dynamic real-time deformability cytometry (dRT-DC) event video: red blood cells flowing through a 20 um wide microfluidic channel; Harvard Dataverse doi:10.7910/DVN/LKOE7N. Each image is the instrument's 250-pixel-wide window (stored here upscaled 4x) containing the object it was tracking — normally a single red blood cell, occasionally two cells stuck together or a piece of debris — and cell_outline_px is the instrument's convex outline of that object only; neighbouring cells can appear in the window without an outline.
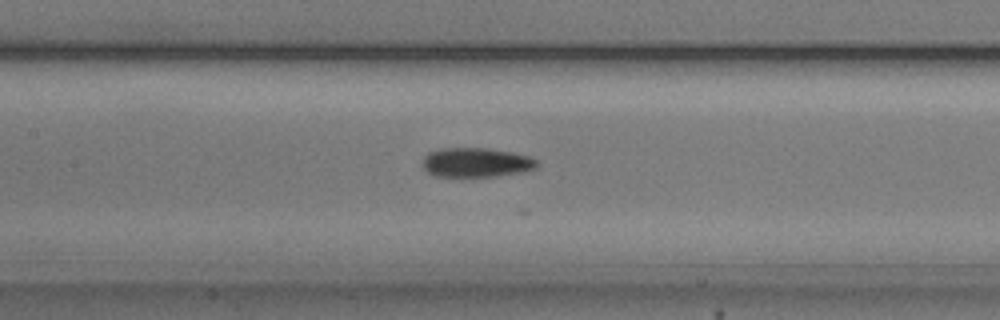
{"species": "common noctule bat (a hibernating species)", "species_latin": "Nyctalus noctula", "temperature_condition": "cold", "stored_images_in_passage": 38, "camera_frame_rate_fps": 3000, "um_per_image_px": 0.085, "animal": {"sex": "male", "body_mass_g": 20.5, "forearm_length_mm": 52.5}, "frame": {"image": 1, "passage_image": 9, "time_ms": 2.667, "image_size_px": [1000, 320], "cell_outline_px": [[540, 164], [536, 168], [524, 172], [496, 176], [436, 176], [428, 172], [420, 164], [424, 156], [428, 152], [440, 148], [484, 148], [512, 152], [528, 156], [536, 160]], "centroid_in_image_um": [40.46, 13.81], "position_along_channel_um": 166.9, "area_um2": 19.71}}
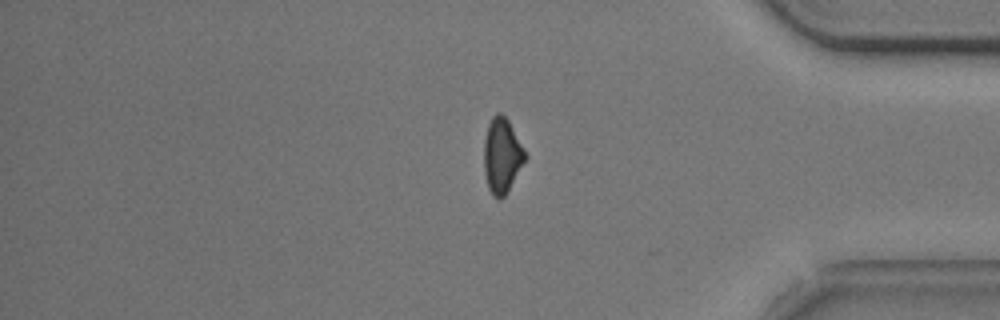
{"frame": {"image": 2, "passage_image": 29, "time_ms": 9.333, "image_size_px": [1000, 320], "cell_outline_px": [[528, 156], [508, 192], [500, 200], [492, 196], [488, 188], [484, 172], [484, 140], [488, 124], [492, 116], [496, 112], [500, 112], [508, 120], [524, 148]], "centroid_in_image_um": [42.67, 13.24], "position_along_channel_um": 392.5, "area_um2": 18.26}}
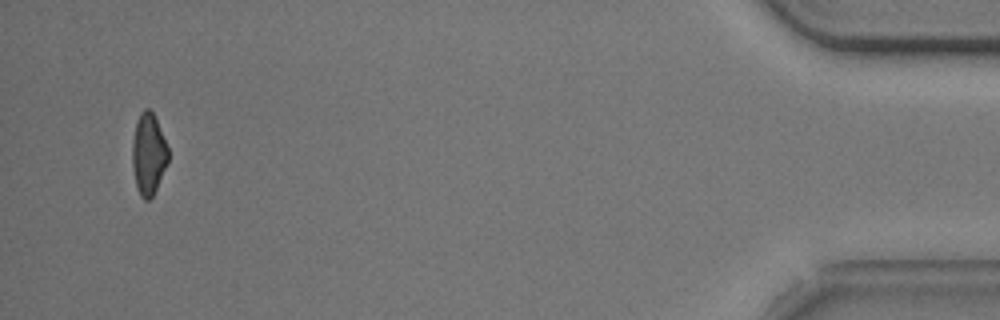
{"frame": {"image": 3, "passage_image": 36, "time_ms": 11.667, "image_size_px": [1000, 320], "cell_outline_px": [[168, 164], [152, 196], [148, 200], [144, 200], [140, 196], [136, 184], [132, 168], [132, 140], [136, 120], [140, 112], [144, 108], [148, 108], [152, 112], [156, 120], [168, 148]], "centroid_in_image_um": [12.6, 13.09], "position_along_channel_um": 422.6, "area_um2": 17.05}, "authors_computed_cell_mechanics": {"area_um2": 18.9295, "velocity_mm_per_s": 3.7485, "shape_relaxation_time_tau1_ms": 3.4309, "shape_relaxation_time_tau2_ms": 4.8642, "deformation_change_tau1": 0.1322, "deformation_change_tau2": 0.1307}}